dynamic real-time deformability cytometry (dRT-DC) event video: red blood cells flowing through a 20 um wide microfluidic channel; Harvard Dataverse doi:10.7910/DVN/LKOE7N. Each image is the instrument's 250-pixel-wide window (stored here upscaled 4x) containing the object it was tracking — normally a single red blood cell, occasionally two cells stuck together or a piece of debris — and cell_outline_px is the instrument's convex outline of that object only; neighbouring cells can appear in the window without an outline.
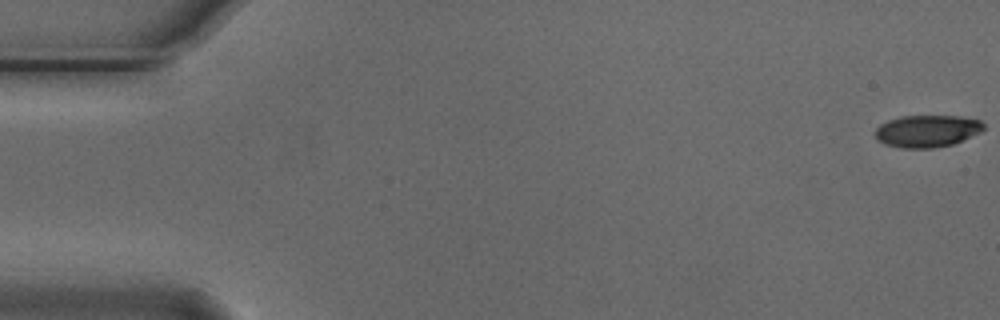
{"species": "Egyptian fruit bat (a non-hibernating species)", "species_latin": "Rousettus aegyptiacus", "temperature_condition": "cold", "stored_images_in_passage": 8, "camera_frame_rate_fps": 3000, "um_per_image_px": 0.085, "animal": {"sex": "male"}, "frame": {"image": 1, "passage_image": 1, "time_ms": 0.0, "image_size_px": [1000, 320], "cell_outline_px": [[984, 128], [980, 132], [952, 144], [932, 148], [904, 148], [884, 144], [876, 140], [876, 128], [880, 124], [888, 120], [900, 116], [960, 116], [980, 120], [984, 124]], "centroid_in_image_um": [78.78, 11.13], "position_along_channel_um": 6.2, "area_um2": 20.23}}
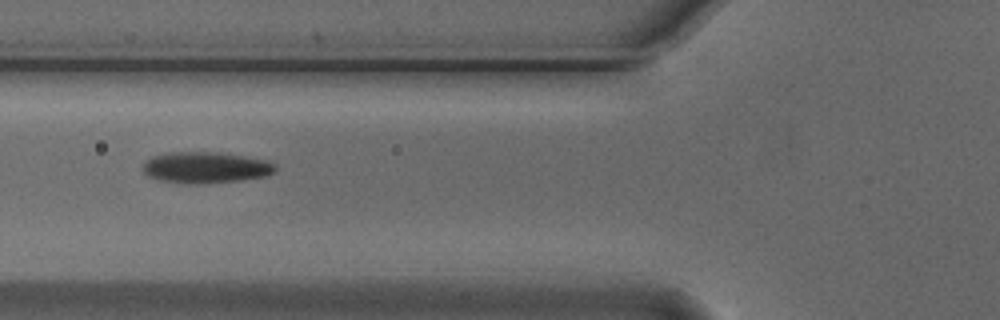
{"frame": {"image": 2, "passage_image": 6, "time_ms": 1.667, "image_size_px": [1000, 320], "cell_outline_px": [[276, 172], [264, 176], [240, 180], [196, 184], [184, 184], [160, 180], [148, 176], [144, 172], [144, 164], [152, 156], [172, 152], [216, 152], [244, 156], [268, 160], [276, 164]], "centroid_in_image_um": [17.51, 14.24], "position_along_channel_um": 108.3, "area_um2": 24.04}}
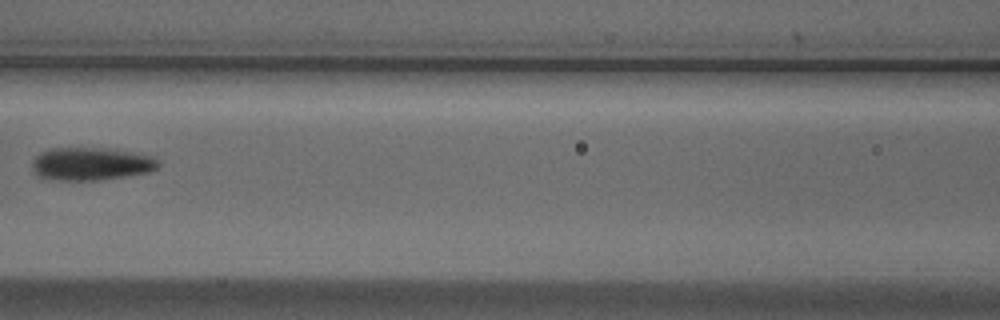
{"frame": {"image": 3, "passage_image": 7, "time_ms": 2.0, "image_size_px": [1000, 320], "cell_outline_px": [[160, 164], [156, 168], [148, 172], [100, 180], [48, 180], [36, 176], [32, 168], [32, 160], [40, 152], [52, 148], [112, 148], [156, 156], [160, 160]], "centroid_in_image_um": [7.74, 13.92], "position_along_channel_um": 158.9, "area_um2": 24.62}}